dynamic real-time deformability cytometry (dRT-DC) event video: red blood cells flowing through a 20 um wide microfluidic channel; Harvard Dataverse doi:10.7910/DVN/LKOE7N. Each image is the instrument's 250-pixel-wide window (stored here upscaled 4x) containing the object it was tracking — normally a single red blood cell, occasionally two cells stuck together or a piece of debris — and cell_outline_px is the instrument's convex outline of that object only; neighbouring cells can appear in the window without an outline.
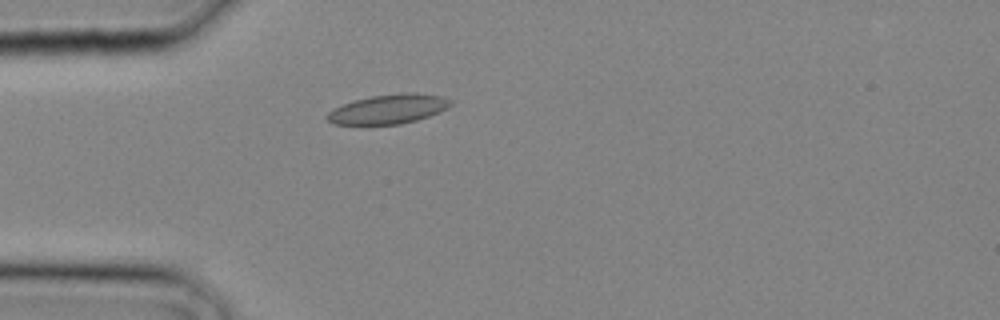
{"species": "common noctule bat (a hibernating species)", "species_latin": "Nyctalus noctula", "temperature_condition": "cold", "stored_images_in_passage": 25, "camera_frame_rate_fps": 3000, "um_per_image_px": 0.085, "animal": {"sex": "male", "body_mass_g": 20.4}, "frame": {"image": 1, "passage_image": 7, "time_ms": 2.0, "image_size_px": [1000, 320], "cell_outline_px": [[452, 104], [448, 108], [428, 116], [416, 120], [400, 124], [336, 124], [328, 120], [328, 112], [332, 108], [356, 100], [372, 96], [408, 92], [416, 92], [440, 96], [452, 100]], "centroid_in_image_um": [33.05, 9.26], "position_along_channel_um": 51.9, "area_um2": 20.87}}
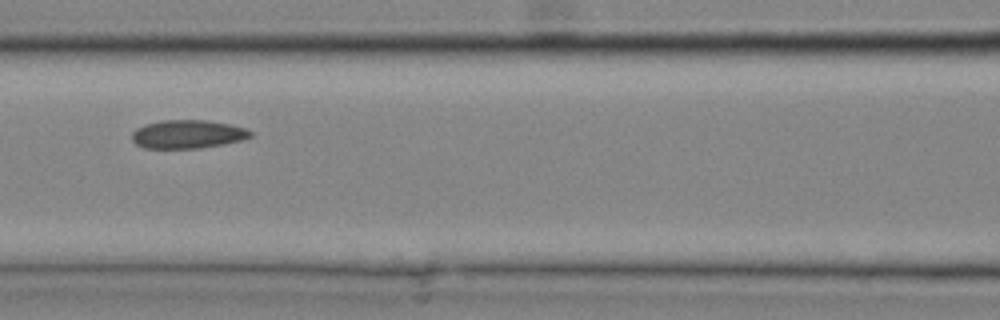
{"frame": {"image": 2, "passage_image": 12, "time_ms": 3.667, "image_size_px": [1000, 320], "cell_outline_px": [[252, 136], [240, 140], [224, 144], [200, 148], [144, 148], [136, 144], [132, 140], [132, 132], [136, 128], [144, 124], [160, 120], [204, 120], [228, 124], [244, 128], [252, 132]], "centroid_in_image_um": [15.9, 11.4], "position_along_channel_um": 150.7, "area_um2": 19.59}}
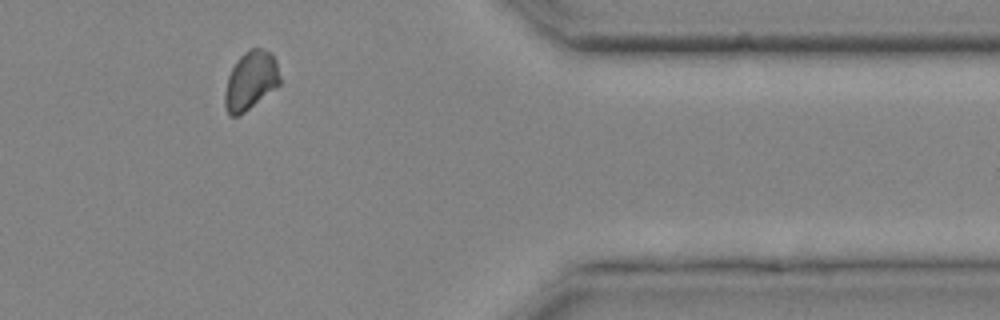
{"frame": {"image": 3, "passage_image": 24, "time_ms": 7.667, "image_size_px": [1000, 320], "cell_outline_px": [[280, 84], [276, 88], [244, 112], [236, 116], [228, 116], [224, 108], [224, 92], [228, 76], [236, 60], [244, 52], [252, 48], [260, 48], [272, 52], [276, 60], [280, 76]], "centroid_in_image_um": [21.29, 6.85], "position_along_channel_um": 390.1, "area_um2": 18.96}}